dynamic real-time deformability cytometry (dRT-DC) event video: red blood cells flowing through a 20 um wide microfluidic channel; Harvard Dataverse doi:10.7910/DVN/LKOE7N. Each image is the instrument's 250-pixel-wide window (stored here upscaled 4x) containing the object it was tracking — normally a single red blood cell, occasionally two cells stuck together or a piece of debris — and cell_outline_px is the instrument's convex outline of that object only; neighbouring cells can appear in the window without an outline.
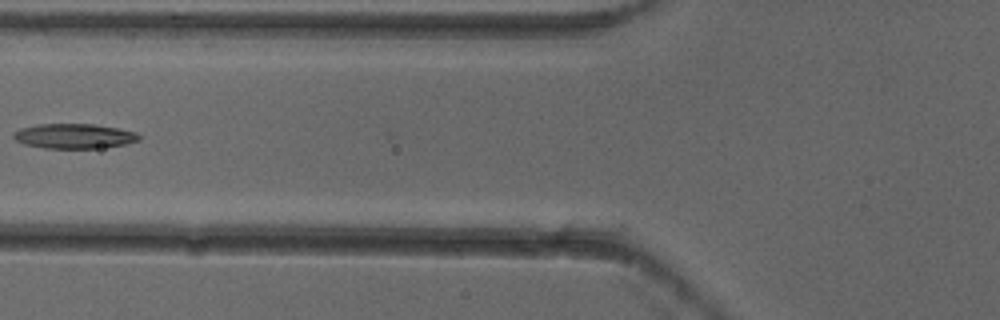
{"species": "common noctule bat (a hibernating species)", "species_latin": "Nyctalus noctula", "temperature_condition": "cold", "stored_images_in_passage": 6, "camera_frame_rate_fps": 3000, "um_per_image_px": 0.085, "animal": {"sex": "female"}, "frame": {"image": 1, "passage_image": 5, "time_ms": 1.333, "image_size_px": [1000, 320], "cell_outline_px": [[140, 140], [124, 144], [100, 148], [44, 148], [24, 144], [16, 140], [12, 136], [20, 128], [36, 124], [96, 124], [136, 132], [140, 136]], "centroid_in_image_um": [6.3, 11.56], "position_along_channel_um": 119.5, "area_um2": 18.09}}
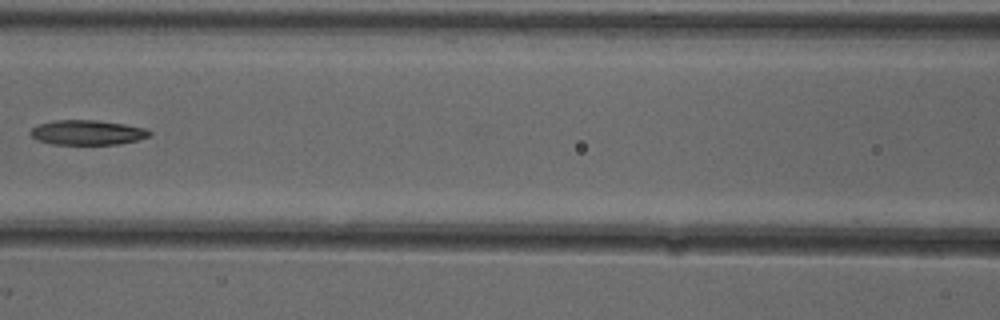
{"frame": {"image": 2, "passage_image": 6, "time_ms": 1.667, "image_size_px": [1000, 320], "cell_outline_px": [[152, 136], [120, 144], [52, 144], [36, 140], [28, 132], [36, 124], [52, 120], [96, 120], [124, 124], [144, 128], [152, 132]], "centroid_in_image_um": [7.39, 11.26], "position_along_channel_um": 159.2, "area_um2": 17.34}}